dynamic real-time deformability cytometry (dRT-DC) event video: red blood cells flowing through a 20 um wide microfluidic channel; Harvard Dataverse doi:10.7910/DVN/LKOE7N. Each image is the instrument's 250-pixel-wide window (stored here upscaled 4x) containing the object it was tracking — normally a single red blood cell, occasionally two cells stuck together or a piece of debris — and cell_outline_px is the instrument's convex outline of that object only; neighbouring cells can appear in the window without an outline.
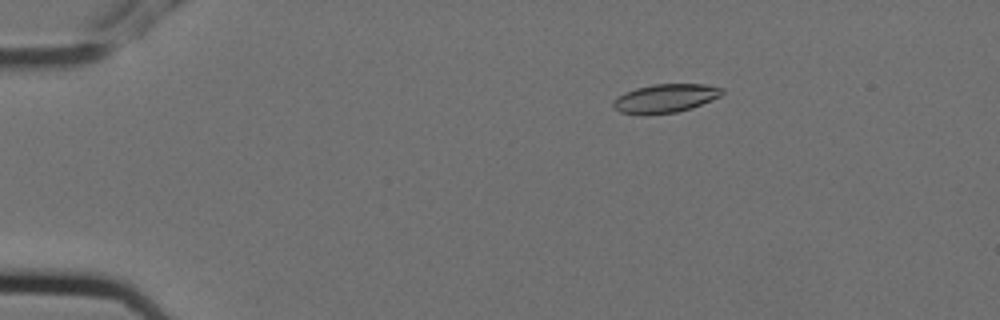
{"species": "Egyptian fruit bat (a non-hibernating species)", "species_latin": "Rousettus aegyptiacus", "temperature_condition": "cold", "stored_images_in_passage": 5, "camera_frame_rate_fps": 3000, "um_per_image_px": 0.085, "animal": {"sex": "female"}, "frame": {"image": 1, "passage_image": 2, "time_ms": 0.333, "image_size_px": [1000, 320], "cell_outline_px": [[724, 92], [720, 96], [692, 108], [676, 112], [620, 112], [612, 108], [612, 100], [624, 92], [636, 88], [652, 84], [704, 84], [724, 88]], "centroid_in_image_um": [56.57, 8.31], "position_along_channel_um": 28.4, "area_um2": 17.69}}
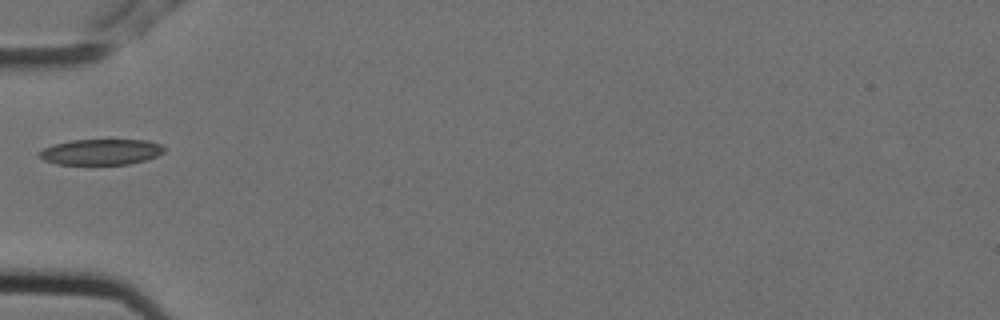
{"frame": {"image": 2, "passage_image": 4, "time_ms": 1.0, "image_size_px": [1000, 320], "cell_outline_px": [[164, 152], [156, 156], [144, 160], [128, 164], [56, 164], [44, 160], [40, 156], [40, 152], [44, 148], [56, 144], [72, 140], [148, 140], [160, 144], [164, 148]], "centroid_in_image_um": [8.61, 12.91], "position_along_channel_um": 76.4, "area_um2": 18.44}}
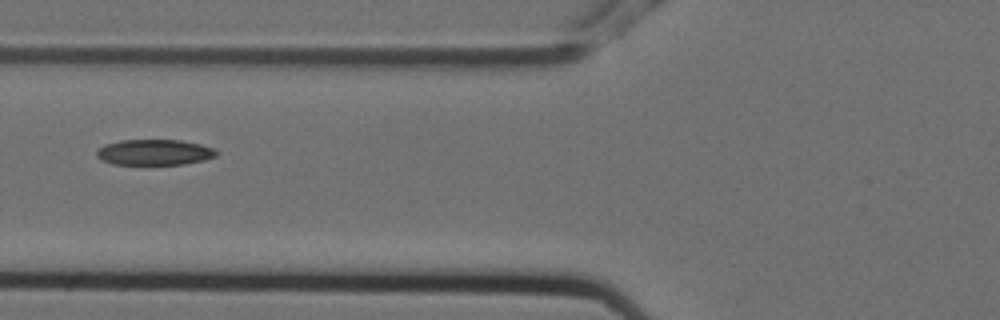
{"frame": {"image": 3, "passage_image": 5, "time_ms": 1.333, "image_size_px": [1000, 320], "cell_outline_px": [[216, 156], [204, 160], [184, 164], [112, 164], [100, 160], [96, 156], [96, 152], [104, 144], [120, 140], [180, 140], [200, 144], [216, 148]], "centroid_in_image_um": [13.11, 12.94], "position_along_channel_um": 112.7, "area_um2": 17.98}}